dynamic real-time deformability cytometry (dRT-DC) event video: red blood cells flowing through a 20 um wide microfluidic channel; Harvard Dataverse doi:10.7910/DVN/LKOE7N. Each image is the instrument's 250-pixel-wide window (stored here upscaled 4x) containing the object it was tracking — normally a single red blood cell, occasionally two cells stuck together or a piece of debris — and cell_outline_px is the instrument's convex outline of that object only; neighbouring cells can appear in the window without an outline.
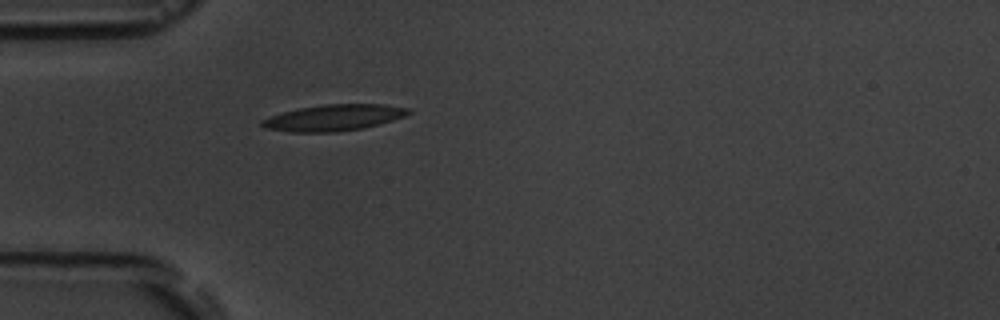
{"species": "common noctule bat (a hibernating species)", "species_latin": "Nyctalus noctula", "temperature_condition": "room temperature", "stored_images_in_passage": 1, "camera_frame_rate_fps": 3000, "um_per_image_px": 0.085, "animal": {"sex": "male", "body_mass_g": 19.5, "forearm_length_mm": 54.6}, "frame": {"image": 1, "passage_image": 1, "time_ms": 0.0, "image_size_px": [1000, 320], "cell_outline_px": [[412, 112], [404, 116], [380, 124], [364, 128], [336, 132], [292, 132], [264, 128], [260, 124], [260, 120], [284, 112], [300, 108], [324, 104], [384, 104], [408, 108]], "centroid_in_image_um": [28.38, 10.0], "position_along_channel_um": 56.6, "area_um2": 22.31}}